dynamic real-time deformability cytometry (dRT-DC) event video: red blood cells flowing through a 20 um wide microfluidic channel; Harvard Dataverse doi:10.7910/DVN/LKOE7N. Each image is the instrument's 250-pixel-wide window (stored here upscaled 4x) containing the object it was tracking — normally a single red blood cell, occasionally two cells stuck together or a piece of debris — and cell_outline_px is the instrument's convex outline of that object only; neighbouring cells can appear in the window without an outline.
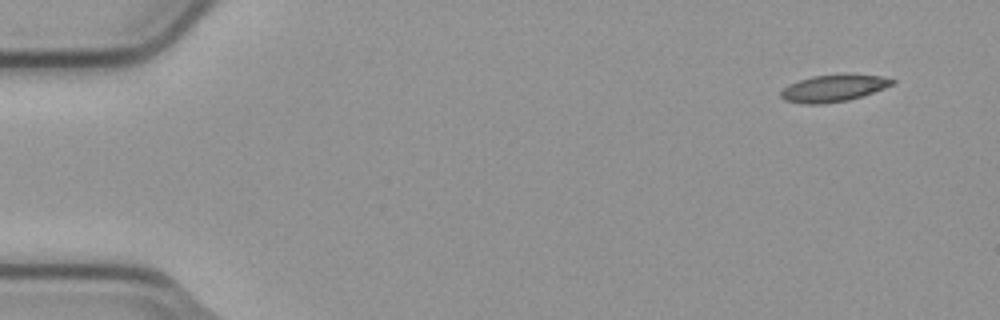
{"species": "common noctule bat (a hibernating species)", "species_latin": "Nyctalus noctula", "temperature_condition": "cold", "stored_images_in_passage": 7, "camera_frame_rate_fps": 3000, "um_per_image_px": 0.085, "animal": {"sex": "male", "body_mass_g": 23.1, "forearm_length_mm": 52.7}, "frame": {"image": 1, "passage_image": 1, "time_ms": 0.0, "image_size_px": [1000, 320], "cell_outline_px": [[896, 80], [892, 84], [884, 88], [848, 100], [820, 104], [804, 104], [784, 100], [780, 96], [780, 92], [788, 84], [812, 76], [844, 72], [848, 72], [880, 76]], "centroid_in_image_um": [70.83, 7.46], "position_along_channel_um": 14.2, "area_um2": 17.74}}
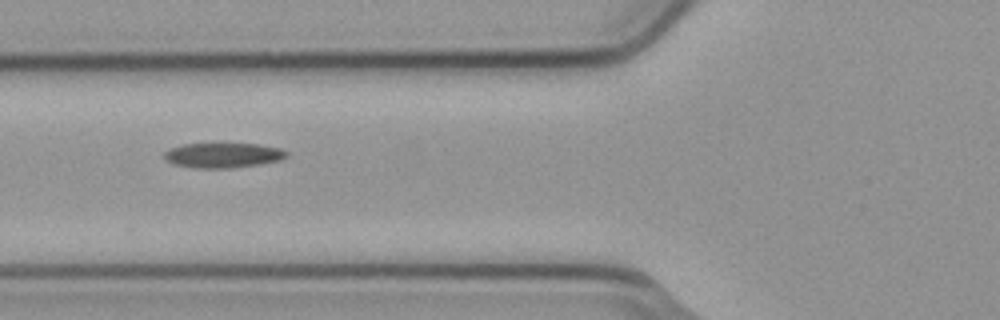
{"frame": {"image": 2, "passage_image": 5, "time_ms": 1.333, "image_size_px": [1000, 320], "cell_outline_px": [[288, 156], [280, 160], [260, 164], [232, 168], [196, 168], [172, 164], [164, 156], [164, 152], [172, 148], [184, 144], [260, 144], [280, 148], [288, 152]], "centroid_in_image_um": [19.0, 13.2], "position_along_channel_um": 106.8, "area_um2": 17.69}}
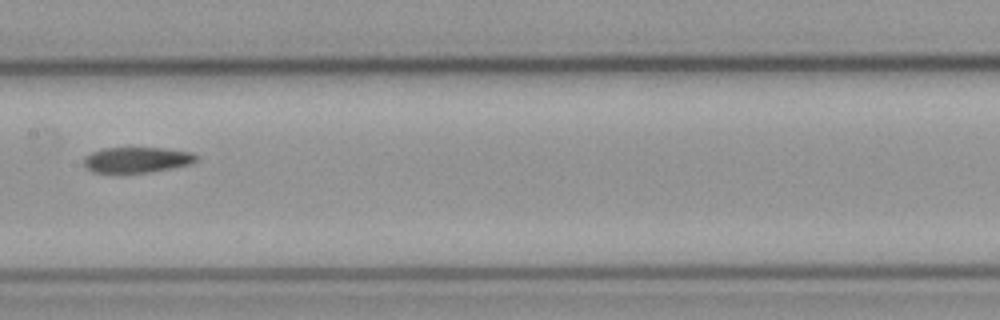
{"frame": {"image": 3, "passage_image": 7, "time_ms": 2.0, "image_size_px": [1000, 320], "cell_outline_px": [[200, 160], [192, 164], [172, 168], [148, 172], [96, 172], [88, 168], [84, 164], [84, 156], [100, 148], [164, 148], [192, 152], [200, 156]], "centroid_in_image_um": [11.72, 13.57], "position_along_channel_um": 195.7, "area_um2": 16.82}}